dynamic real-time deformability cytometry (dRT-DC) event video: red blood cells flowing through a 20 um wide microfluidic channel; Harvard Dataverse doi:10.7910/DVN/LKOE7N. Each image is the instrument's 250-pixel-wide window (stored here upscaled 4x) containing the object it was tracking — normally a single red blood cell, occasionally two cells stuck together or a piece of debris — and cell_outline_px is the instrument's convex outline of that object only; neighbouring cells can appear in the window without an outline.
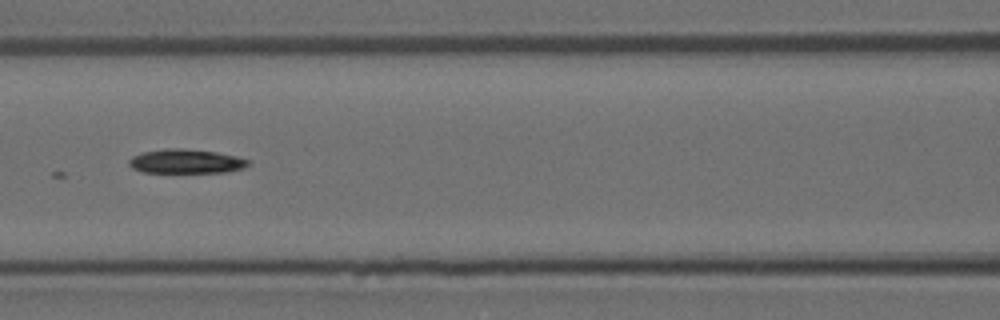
{"species": "Egyptian fruit bat (a non-hibernating species)", "species_latin": "Rousettus aegyptiacus", "temperature_condition": "room temperature", "stored_images_in_passage": 6, "camera_frame_rate_fps": 3000, "um_per_image_px": 0.085, "animal": {"sex": "female"}, "frame": {"image": 1, "passage_image": 6, "time_ms": 1.667, "image_size_px": [1000, 320], "cell_outline_px": [[252, 160], [244, 168], [224, 172], [144, 172], [132, 168], [128, 164], [128, 160], [132, 156], [140, 152], [164, 148], [184, 148], [216, 152], [236, 156]], "centroid_in_image_um": [15.79, 13.7], "position_along_channel_um": 150.8, "area_um2": 16.94}}